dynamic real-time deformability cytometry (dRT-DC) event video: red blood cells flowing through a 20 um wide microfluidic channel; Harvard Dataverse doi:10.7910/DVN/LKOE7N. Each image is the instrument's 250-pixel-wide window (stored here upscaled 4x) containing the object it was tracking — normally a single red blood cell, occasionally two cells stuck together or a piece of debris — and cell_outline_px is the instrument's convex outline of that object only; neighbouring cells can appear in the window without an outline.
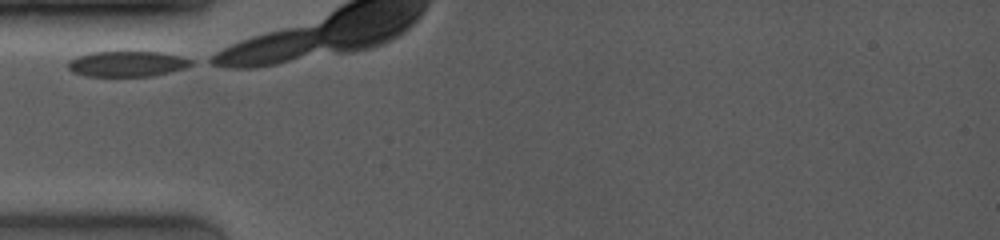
{"species": "common noctule bat (a hibernating species)", "species_latin": "Nyctalus noctula", "temperature_condition": "room temperature", "stored_images_in_passage": 24, "camera_frame_rate_fps": 4000, "um_per_image_px": 0.085, "animal": {"sex": "female", "body_mass_g": 19.0, "forearm_length_mm": 53.3}, "frame": {"image": 1, "passage_image": 1, "time_ms": 0.0, "image_size_px": [1000, 240], "cell_outline_px": [[196, 64], [184, 68], [152, 76], [88, 76], [72, 72], [68, 68], [68, 60], [76, 56], [92, 52], [160, 52], [180, 56], [196, 60]], "centroid_in_image_um": [10.83, 5.42], "position_along_channel_um": 74.2, "area_um2": 18.44}}